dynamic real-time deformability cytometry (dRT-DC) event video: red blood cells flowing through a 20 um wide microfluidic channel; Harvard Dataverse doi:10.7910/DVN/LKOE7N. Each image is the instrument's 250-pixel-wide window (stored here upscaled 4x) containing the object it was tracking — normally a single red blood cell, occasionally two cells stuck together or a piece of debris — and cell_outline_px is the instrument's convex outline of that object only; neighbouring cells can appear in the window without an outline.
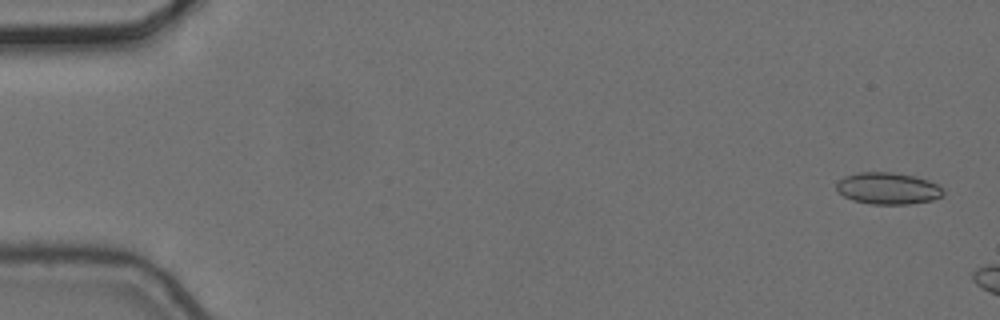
{"species": "common noctule bat (a hibernating species)", "species_latin": "Nyctalus noctula", "temperature_condition": "cold", "stored_images_in_passage": 3, "camera_frame_rate_fps": 3000, "um_per_image_px": 0.085, "animal": {"sex": "female", "body_mass_g": 24.6, "forearm_length_mm": 56.2}, "frame": {"image": 1, "passage_image": 1, "time_ms": 0.0, "image_size_px": [1000, 320], "cell_outline_px": [[944, 192], [940, 196], [932, 200], [908, 204], [872, 204], [852, 200], [844, 196], [836, 188], [836, 184], [844, 176], [860, 172], [892, 172], [916, 176], [928, 180], [944, 188]], "centroid_in_image_um": [75.48, 16.01], "position_along_channel_um": 9.5, "area_um2": 19.71}}